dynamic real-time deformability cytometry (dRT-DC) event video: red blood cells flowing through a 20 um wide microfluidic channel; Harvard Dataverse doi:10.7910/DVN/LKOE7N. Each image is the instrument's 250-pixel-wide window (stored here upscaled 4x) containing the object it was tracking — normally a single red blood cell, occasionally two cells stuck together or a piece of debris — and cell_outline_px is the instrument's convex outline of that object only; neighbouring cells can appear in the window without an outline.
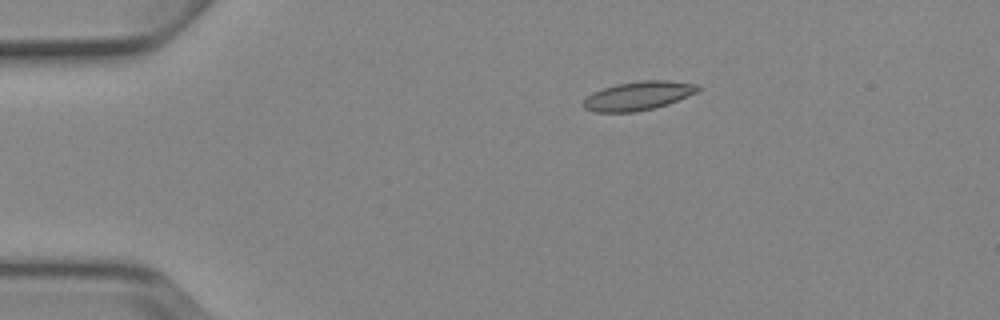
{"species": "Egyptian fruit bat (a non-hibernating species)", "species_latin": "Rousettus aegyptiacus", "temperature_condition": "cold", "stored_images_in_passage": 7, "camera_frame_rate_fps": 3000, "um_per_image_px": 0.085, "animal": {"sex": "female"}, "frame": {"image": 1, "passage_image": 2, "time_ms": 1.333, "image_size_px": [1000, 320], "cell_outline_px": [[704, 88], [700, 92], [668, 104], [636, 112], [596, 112], [584, 108], [580, 104], [592, 92], [616, 84], [640, 80], [668, 80], [700, 84]], "centroid_in_image_um": [54.32, 8.13], "position_along_channel_um": 30.7, "area_um2": 19.59}}
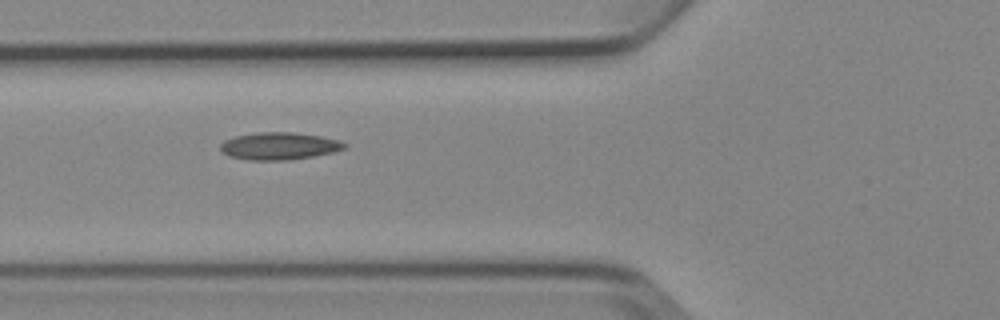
{"frame": {"image": 2, "passage_image": 5, "time_ms": 4.667, "image_size_px": [1000, 320], "cell_outline_px": [[348, 148], [332, 152], [312, 156], [288, 160], [248, 160], [228, 156], [220, 148], [220, 144], [224, 140], [236, 136], [260, 132], [292, 132], [320, 136], [340, 140], [348, 144]], "centroid_in_image_um": [23.75, 12.41], "position_along_channel_um": 102.0, "area_um2": 19.77}}
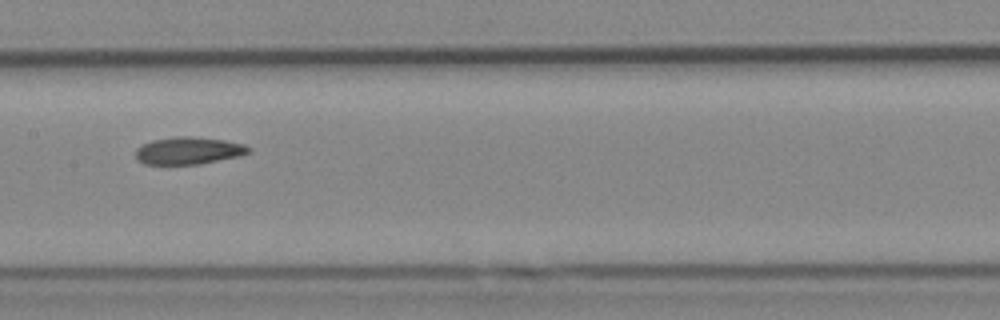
{"frame": {"image": 3, "passage_image": 7, "time_ms": 7.0, "image_size_px": [1000, 320], "cell_outline_px": [[252, 152], [240, 156], [200, 164], [144, 164], [136, 156], [136, 148], [140, 144], [152, 140], [176, 136], [192, 136], [224, 140], [244, 144], [252, 148]], "centroid_in_image_um": [16.05, 12.8], "position_along_channel_um": 191.3, "area_um2": 18.15}}